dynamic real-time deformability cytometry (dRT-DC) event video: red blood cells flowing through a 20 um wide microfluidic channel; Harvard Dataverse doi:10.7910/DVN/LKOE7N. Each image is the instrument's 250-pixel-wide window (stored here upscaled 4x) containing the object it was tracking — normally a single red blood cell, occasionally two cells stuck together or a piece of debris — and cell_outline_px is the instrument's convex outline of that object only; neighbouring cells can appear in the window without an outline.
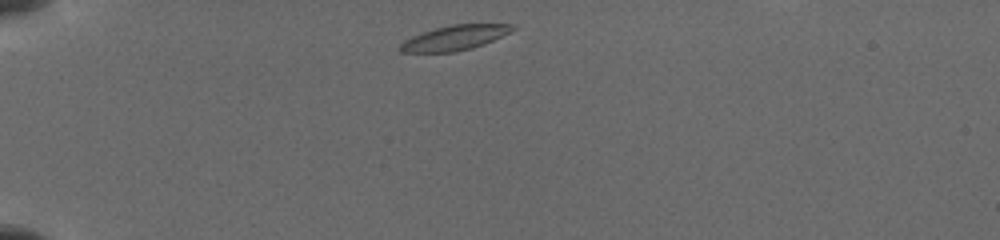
{"species": "common noctule bat (a hibernating species)", "species_latin": "Nyctalus noctula", "temperature_condition": "cold", "stored_images_in_passage": 19, "camera_frame_rate_fps": 3000, "um_per_image_px": 0.085, "animal": {"sex": "female", "body_mass_g": 19.5, "forearm_length_mm": 54.1}, "frame": {"image": 1, "passage_image": 1, "time_ms": 0.0, "image_size_px": [1000, 240], "cell_outline_px": [[516, 28], [484, 44], [472, 48], [456, 52], [400, 52], [400, 44], [404, 40], [420, 32], [452, 24], [512, 24]], "centroid_in_image_um": [38.6, 3.21], "position_along_channel_um": 46.4, "area_um2": 16.13}}
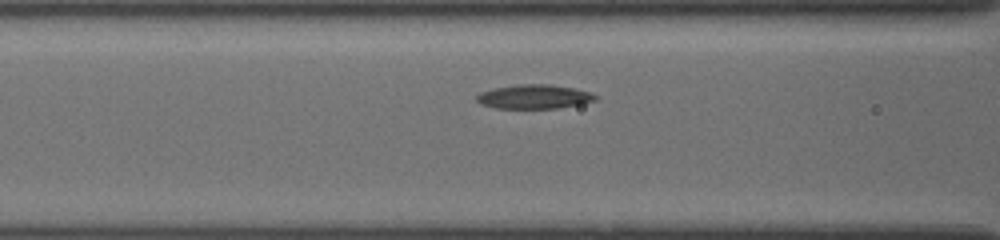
{"frame": {"image": 2, "passage_image": 9, "time_ms": 3.0, "image_size_px": [1000, 240], "cell_outline_px": [[596, 100], [580, 104], [556, 108], [496, 108], [484, 104], [476, 100], [476, 96], [480, 92], [496, 88], [516, 84], [548, 84], [572, 88], [588, 92], [596, 96]], "centroid_in_image_um": [45.38, 8.21], "position_along_channel_um": 121.2, "area_um2": 16.36}}
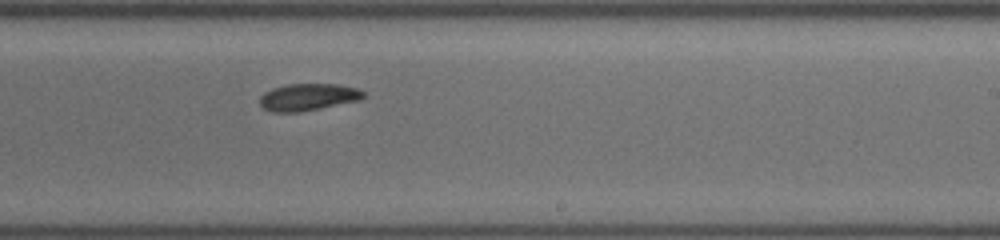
{"frame": {"image": 3, "passage_image": 19, "time_ms": 6.667, "image_size_px": [1000, 240], "cell_outline_px": [[364, 96], [360, 100], [300, 112], [272, 112], [264, 108], [260, 104], [260, 96], [264, 92], [272, 88], [288, 84], [336, 84], [356, 88], [364, 92]], "centroid_in_image_um": [26.16, 8.25], "position_along_channel_um": 262.8, "area_um2": 16.24}}